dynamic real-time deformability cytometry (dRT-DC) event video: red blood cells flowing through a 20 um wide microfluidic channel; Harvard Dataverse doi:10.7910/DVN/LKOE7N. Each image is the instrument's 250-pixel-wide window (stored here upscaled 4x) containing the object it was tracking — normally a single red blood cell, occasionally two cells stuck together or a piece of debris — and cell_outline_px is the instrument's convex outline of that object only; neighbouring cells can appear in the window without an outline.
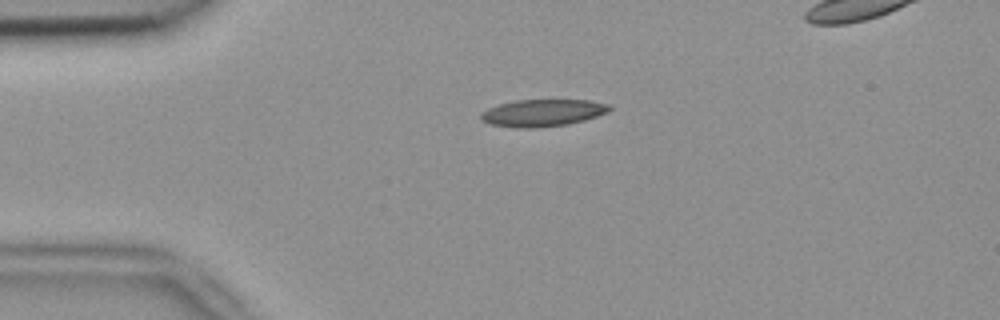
{"species": "common noctule bat (a hibernating species)", "species_latin": "Nyctalus noctula", "temperature_condition": "room temperature", "stored_images_in_passage": 2, "camera_frame_rate_fps": 3000, "um_per_image_px": 0.085, "animal": {"sex": "female", "body_mass_g": 18.4}, "frame": {"image": 1, "passage_image": 1, "time_ms": 0.0, "image_size_px": [1000, 320], "cell_outline_px": [[612, 108], [608, 112], [584, 120], [568, 124], [536, 128], [516, 128], [488, 124], [480, 120], [480, 112], [488, 108], [500, 104], [516, 100], [592, 100], [612, 104]], "centroid_in_image_um": [46.12, 9.59], "position_along_channel_um": 38.9, "area_um2": 20.58}}